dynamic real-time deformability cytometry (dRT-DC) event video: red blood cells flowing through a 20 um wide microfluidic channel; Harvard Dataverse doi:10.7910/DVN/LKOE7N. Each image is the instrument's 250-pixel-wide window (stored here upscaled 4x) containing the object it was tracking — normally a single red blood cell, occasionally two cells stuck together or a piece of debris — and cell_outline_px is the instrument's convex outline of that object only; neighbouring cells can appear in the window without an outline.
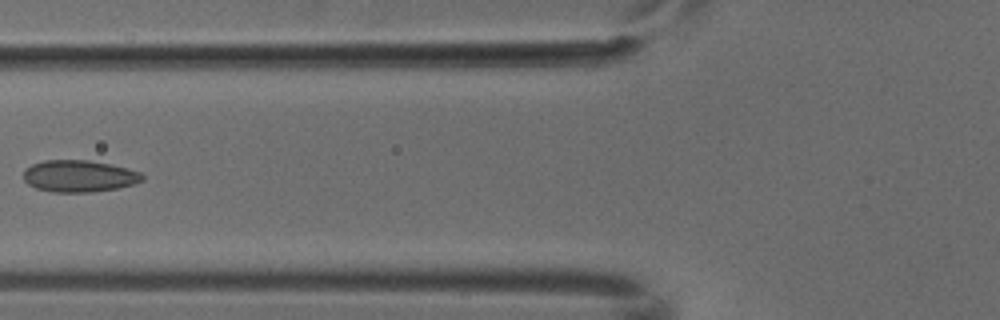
{"species": "common noctule bat (a hibernating species)", "species_latin": "Nyctalus noctula", "temperature_condition": "cold", "stored_images_in_passage": 6, "camera_frame_rate_fps": 3000, "um_per_image_px": 0.085, "animal": {"sex": "male", "body_mass_g": 18.8}, "frame": {"image": 1, "passage_image": 5, "time_ms": 1.333, "image_size_px": [1000, 320], "cell_outline_px": [[144, 180], [136, 184], [116, 188], [92, 192], [52, 192], [36, 188], [28, 184], [24, 180], [24, 168], [32, 164], [44, 160], [88, 160], [112, 164], [140, 172], [144, 176]], "centroid_in_image_um": [6.73, 14.96], "position_along_channel_um": 119.1, "area_um2": 22.2}}
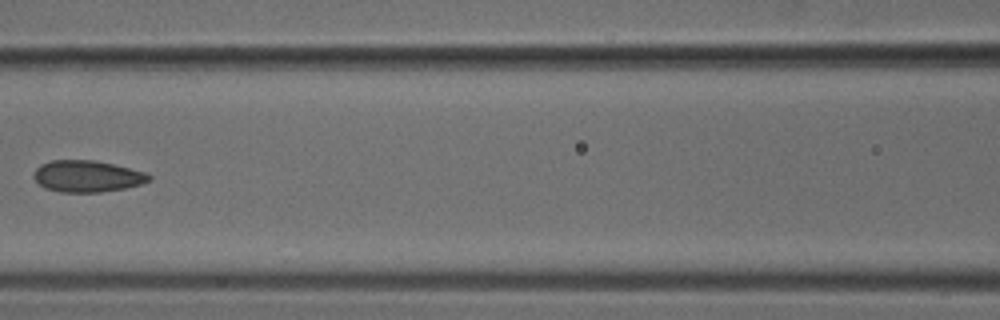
{"frame": {"image": 2, "passage_image": 6, "time_ms": 1.667, "image_size_px": [1000, 320], "cell_outline_px": [[152, 180], [140, 184], [124, 188], [100, 192], [60, 192], [44, 188], [32, 176], [36, 168], [40, 164], [52, 160], [92, 160], [112, 164], [144, 172], [152, 176]], "centroid_in_image_um": [7.38, 14.98], "position_along_channel_um": 159.2, "area_um2": 21.1}}